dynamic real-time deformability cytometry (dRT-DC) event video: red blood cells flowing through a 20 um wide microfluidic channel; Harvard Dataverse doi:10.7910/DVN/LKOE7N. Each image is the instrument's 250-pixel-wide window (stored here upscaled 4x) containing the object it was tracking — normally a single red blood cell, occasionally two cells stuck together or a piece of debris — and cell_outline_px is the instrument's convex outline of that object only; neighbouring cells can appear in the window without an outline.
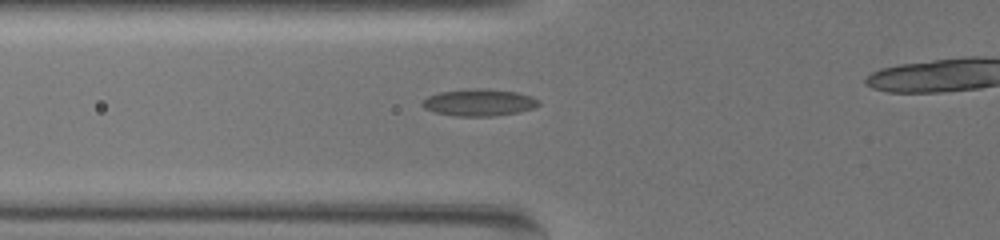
{"species": "common noctule bat (a hibernating species)", "species_latin": "Nyctalus noctula", "temperature_condition": "warm", "stored_images_in_passage": 32, "camera_frame_rate_fps": 3000, "um_per_image_px": 0.085, "animal": {"sex": "female", "body_mass_g": 19.5, "forearm_length_mm": 54.1}, "frame": {"image": 1, "passage_image": 2, "time_ms": 0.333, "image_size_px": [1000, 240], "cell_outline_px": [[540, 104], [532, 108], [520, 112], [492, 116], [456, 116], [436, 112], [424, 108], [420, 104], [428, 96], [440, 92], [476, 88], [516, 92], [532, 96], [540, 100]], "centroid_in_image_um": [40.73, 8.72], "position_along_channel_um": 85.1, "area_um2": 18.09}}
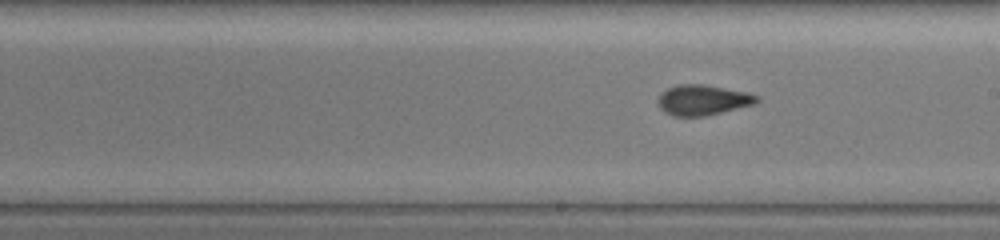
{"frame": {"image": 2, "passage_image": 14, "time_ms": 4.333, "image_size_px": [1000, 240], "cell_outline_px": [[760, 100], [756, 104], [704, 116], [672, 116], [664, 112], [660, 108], [660, 96], [668, 88], [680, 84], [700, 84], [748, 92], [760, 96]], "centroid_in_image_um": [59.8, 8.51], "position_along_channel_um": 229.2, "area_um2": 17.28}}
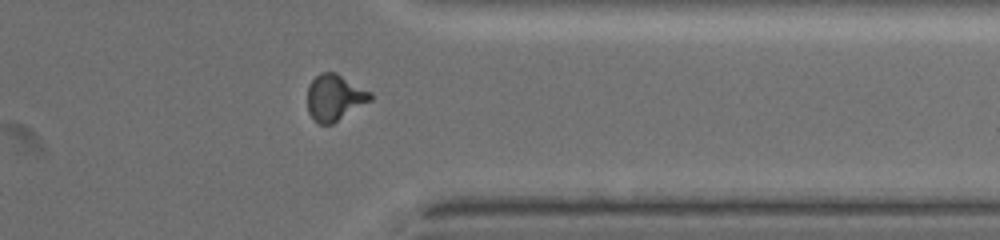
{"frame": {"image": 3, "passage_image": 27, "time_ms": 8.667, "image_size_px": [1000, 240], "cell_outline_px": [[372, 100], [332, 124], [320, 124], [312, 120], [308, 112], [308, 84], [320, 72], [336, 72], [372, 92]], "centroid_in_image_um": [28.44, 8.29], "position_along_channel_um": 383.0, "area_um2": 17.11}}